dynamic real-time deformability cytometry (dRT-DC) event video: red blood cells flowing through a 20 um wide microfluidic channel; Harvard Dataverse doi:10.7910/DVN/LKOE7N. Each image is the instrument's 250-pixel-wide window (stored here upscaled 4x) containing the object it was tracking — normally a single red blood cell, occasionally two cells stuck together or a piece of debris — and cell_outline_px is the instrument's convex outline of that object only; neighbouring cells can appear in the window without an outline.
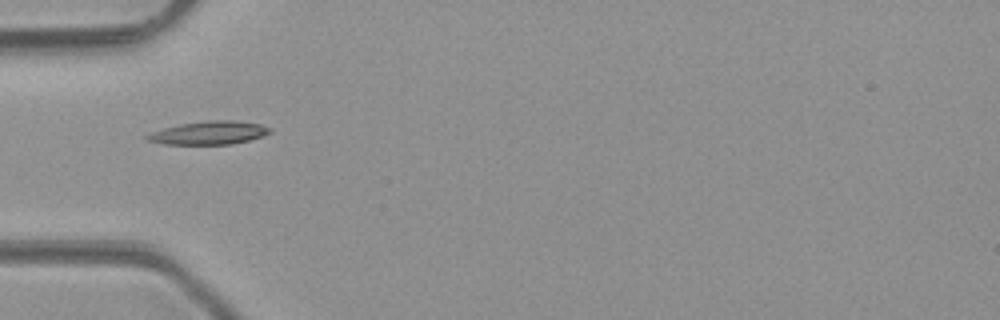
{"species": "common noctule bat (a hibernating species)", "species_latin": "Nyctalus noctula", "temperature_condition": "room temperature", "stored_images_in_passage": 10, "camera_frame_rate_fps": 3000, "um_per_image_px": 0.085, "animal": {"sex": "male", "body_mass_g": 23.1, "forearm_length_mm": 52.7}, "frame": {"image": 1, "passage_image": 1, "time_ms": 0.0, "image_size_px": [1000, 320], "cell_outline_px": [[272, 132], [264, 136], [232, 144], [164, 144], [144, 140], [144, 136], [152, 132], [164, 128], [180, 124], [208, 120], [236, 120], [260, 124], [272, 128]], "centroid_in_image_um": [17.78, 11.29], "position_along_channel_um": 67.2, "area_um2": 16.76}}
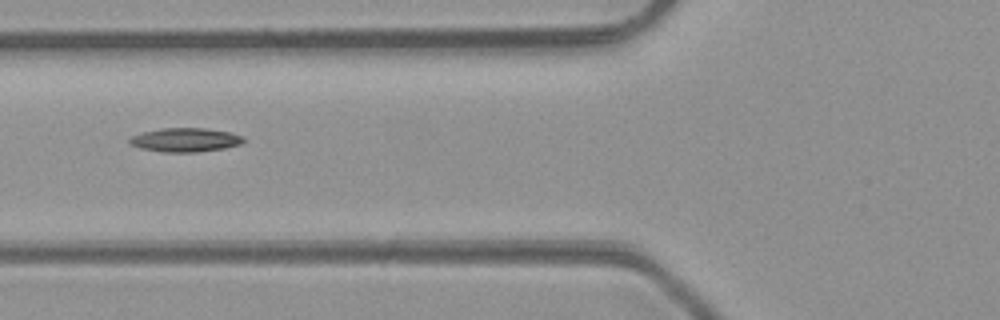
{"frame": {"image": 2, "passage_image": 4, "time_ms": 1.0, "image_size_px": [1000, 320], "cell_outline_px": [[244, 140], [240, 144], [224, 148], [196, 152], [160, 152], [140, 148], [128, 144], [128, 140], [132, 136], [144, 132], [160, 128], [204, 128], [232, 132], [244, 136]], "centroid_in_image_um": [15.74, 11.89], "position_along_channel_um": 110.1, "area_um2": 15.95}}